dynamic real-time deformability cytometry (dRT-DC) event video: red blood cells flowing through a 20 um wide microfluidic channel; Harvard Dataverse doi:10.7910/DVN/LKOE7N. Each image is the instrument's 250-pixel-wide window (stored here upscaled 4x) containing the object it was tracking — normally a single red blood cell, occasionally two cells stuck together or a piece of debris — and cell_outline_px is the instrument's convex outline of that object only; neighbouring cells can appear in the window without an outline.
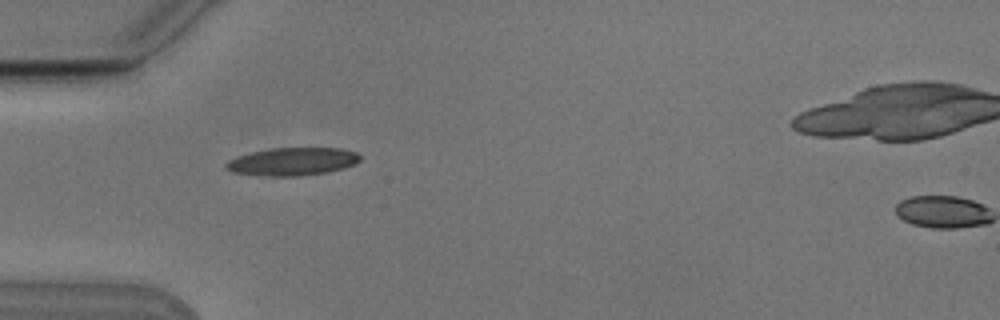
{"species": "Egyptian fruit bat (a non-hibernating species)", "species_latin": "Rousettus aegyptiacus", "temperature_condition": "cold", "stored_images_in_passage": 2, "camera_frame_rate_fps": 3000, "um_per_image_px": 0.085, "animal": {"sex": "male"}, "frame": {"image": 1, "passage_image": 1, "time_ms": 0.0, "image_size_px": [1000, 320], "cell_outline_px": [[360, 160], [356, 164], [344, 168], [328, 172], [300, 176], [272, 176], [232, 172], [224, 168], [224, 164], [228, 160], [236, 156], [252, 152], [272, 148], [340, 148], [356, 152], [360, 156]], "centroid_in_image_um": [24.86, 13.73], "position_along_channel_um": 60.1, "area_um2": 21.85}}